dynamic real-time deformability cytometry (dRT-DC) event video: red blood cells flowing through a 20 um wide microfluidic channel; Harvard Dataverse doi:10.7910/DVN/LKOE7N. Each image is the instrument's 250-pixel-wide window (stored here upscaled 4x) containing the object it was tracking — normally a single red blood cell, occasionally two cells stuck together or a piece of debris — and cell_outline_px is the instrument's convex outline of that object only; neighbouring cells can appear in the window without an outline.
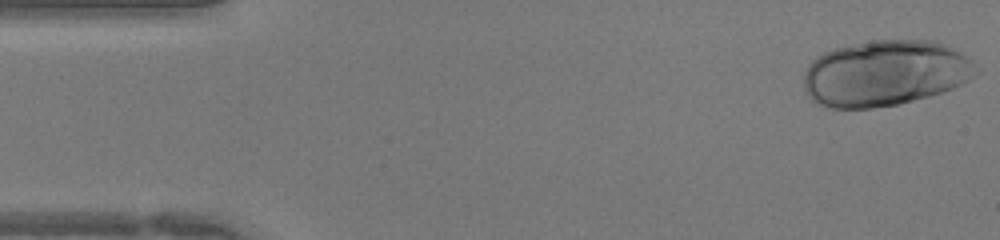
{"species": "human", "species_latin": "Homo sapiens", "temperature_condition": "warm", "stored_images_in_passage": 43, "camera_frame_rate_fps": 3000, "um_per_image_px": 0.085, "donor": {"sex": "female"}, "frame": {"image": 1, "passage_image": 1, "time_ms": 0.0, "image_size_px": [1000, 240], "cell_outline_px": [[980, 72], [968, 80], [952, 88], [928, 96], [896, 104], [872, 108], [824, 108], [816, 104], [808, 96], [804, 88], [804, 72], [808, 64], [816, 56], [824, 52], [836, 48], [872, 40], [936, 40], [960, 52], [972, 60], [980, 68]], "centroid_in_image_um": [75.22, 6.22], "position_along_channel_um": 9.8, "area_um2": 66.41}}
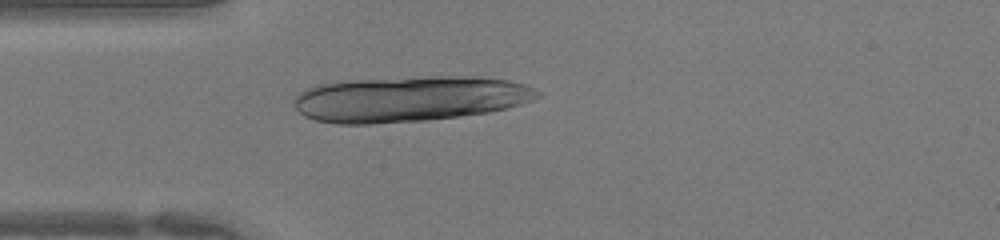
{"frame": {"image": 2, "passage_image": 11, "time_ms": 3.333, "image_size_px": [1000, 240], "cell_outline_px": [[544, 92], [540, 96], [532, 100], [508, 108], [488, 112], [428, 120], [372, 124], [336, 124], [316, 120], [304, 116], [296, 108], [296, 96], [304, 88], [316, 84], [352, 80], [432, 76], [476, 76], [508, 80], [528, 84]], "centroid_in_image_um": [34.85, 8.4], "position_along_channel_um": 50.2, "area_um2": 65.14}}